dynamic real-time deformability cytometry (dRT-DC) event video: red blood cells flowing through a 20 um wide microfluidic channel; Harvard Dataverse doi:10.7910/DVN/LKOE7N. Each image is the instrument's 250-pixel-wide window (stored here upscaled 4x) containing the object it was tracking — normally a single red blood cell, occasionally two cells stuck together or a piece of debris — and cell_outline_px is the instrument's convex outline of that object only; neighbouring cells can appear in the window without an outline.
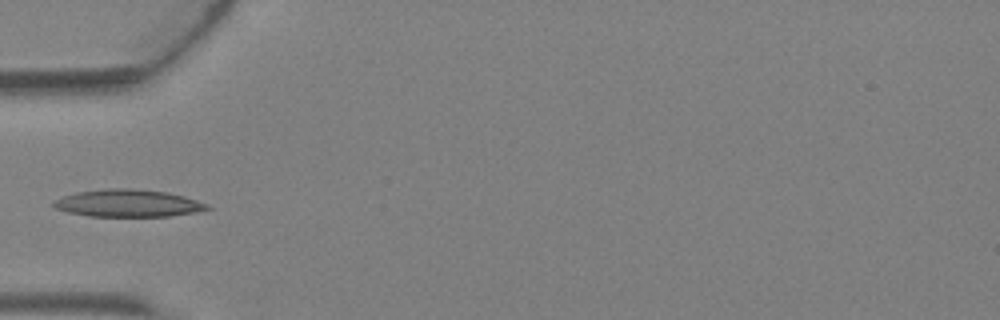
{"species": "Egyptian fruit bat (a non-hibernating species)", "species_latin": "Rousettus aegyptiacus", "temperature_condition": "warm", "stored_images_in_passage": 4, "camera_frame_rate_fps": 3000, "um_per_image_px": 0.085, "animal": {"sex": "female"}, "frame": {"image": 1, "passage_image": 4, "time_ms": 1.0, "image_size_px": [1000, 320], "cell_outline_px": [[212, 208], [196, 212], [168, 216], [88, 216], [68, 212], [56, 208], [52, 204], [56, 200], [64, 196], [76, 192], [104, 188], [132, 188], [168, 192], [184, 196], [208, 204]], "centroid_in_image_um": [10.9, 17.26], "position_along_channel_um": 74.1, "area_um2": 24.45}}